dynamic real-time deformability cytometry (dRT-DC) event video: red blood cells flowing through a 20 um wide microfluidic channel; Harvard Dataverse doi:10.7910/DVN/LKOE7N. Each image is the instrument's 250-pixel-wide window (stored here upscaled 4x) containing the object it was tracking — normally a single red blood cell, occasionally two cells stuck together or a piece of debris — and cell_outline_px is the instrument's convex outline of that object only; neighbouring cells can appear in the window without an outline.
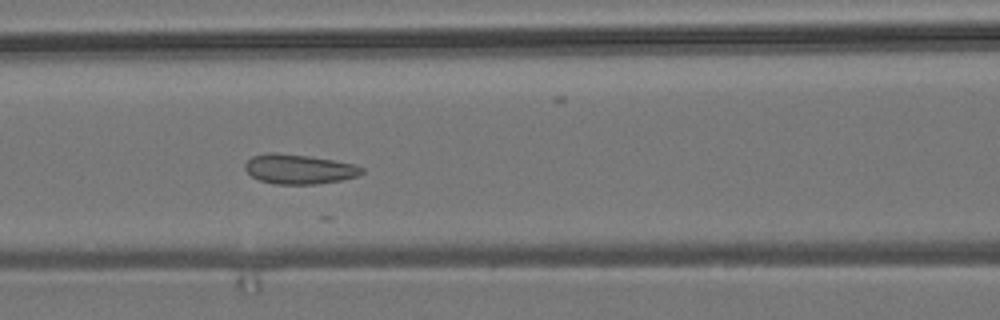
{"species": "common noctule bat (a hibernating species)", "species_latin": "Nyctalus noctula", "temperature_condition": "room temperature", "stored_images_in_passage": 9, "segment_of_instrument_passage": [1, 2], "camera_frame_rate_fps": 3000, "um_per_image_px": 0.085, "animal": {"sex": "male", "body_mass_g": 19.2, "forearm_length_mm": 51.8}, "frame": {"image": 1, "passage_image": 7, "time_ms": 6.667, "image_size_px": [1000, 320], "cell_outline_px": [[364, 172], [356, 176], [340, 180], [312, 184], [276, 184], [260, 180], [252, 176], [244, 168], [244, 164], [252, 156], [268, 152], [276, 152], [308, 156], [332, 160], [352, 164], [364, 168]], "centroid_in_image_um": [25.37, 14.36], "position_along_channel_um": 141.2, "area_um2": 19.94}}
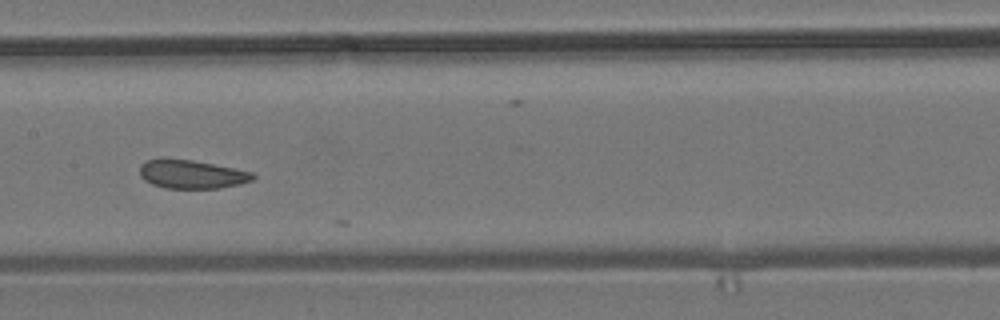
{"frame": {"image": 2, "passage_image": 8, "time_ms": 8.0, "image_size_px": [1000, 320], "cell_outline_px": [[256, 176], [252, 180], [240, 184], [220, 188], [164, 188], [152, 184], [144, 180], [140, 176], [140, 164], [148, 160], [160, 156], [192, 160], [252, 172]], "centroid_in_image_um": [16.23, 14.79], "position_along_channel_um": 191.2, "area_um2": 19.07}}